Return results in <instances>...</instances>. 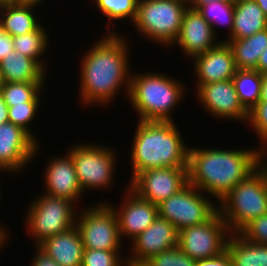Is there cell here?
Here are the masks:
<instances>
[{"label":"cell","instance_id":"15","mask_svg":"<svg viewBox=\"0 0 267 266\" xmlns=\"http://www.w3.org/2000/svg\"><path fill=\"white\" fill-rule=\"evenodd\" d=\"M197 97L214 118L248 121V111L240 103L232 79L201 85Z\"/></svg>","mask_w":267,"mask_h":266},{"label":"cell","instance_id":"25","mask_svg":"<svg viewBox=\"0 0 267 266\" xmlns=\"http://www.w3.org/2000/svg\"><path fill=\"white\" fill-rule=\"evenodd\" d=\"M225 250L232 266H267V245L250 242L240 233L229 235Z\"/></svg>","mask_w":267,"mask_h":266},{"label":"cell","instance_id":"13","mask_svg":"<svg viewBox=\"0 0 267 266\" xmlns=\"http://www.w3.org/2000/svg\"><path fill=\"white\" fill-rule=\"evenodd\" d=\"M38 143L21 127L9 121L0 124V170L4 173L22 171L38 154Z\"/></svg>","mask_w":267,"mask_h":266},{"label":"cell","instance_id":"26","mask_svg":"<svg viewBox=\"0 0 267 266\" xmlns=\"http://www.w3.org/2000/svg\"><path fill=\"white\" fill-rule=\"evenodd\" d=\"M232 81L240 103L251 110L260 98L262 75L256 70H237Z\"/></svg>","mask_w":267,"mask_h":266},{"label":"cell","instance_id":"6","mask_svg":"<svg viewBox=\"0 0 267 266\" xmlns=\"http://www.w3.org/2000/svg\"><path fill=\"white\" fill-rule=\"evenodd\" d=\"M187 8V0H139L133 24L145 38L172 47Z\"/></svg>","mask_w":267,"mask_h":266},{"label":"cell","instance_id":"5","mask_svg":"<svg viewBox=\"0 0 267 266\" xmlns=\"http://www.w3.org/2000/svg\"><path fill=\"white\" fill-rule=\"evenodd\" d=\"M220 203V204H219ZM218 203V212L232 233L267 213V159Z\"/></svg>","mask_w":267,"mask_h":266},{"label":"cell","instance_id":"21","mask_svg":"<svg viewBox=\"0 0 267 266\" xmlns=\"http://www.w3.org/2000/svg\"><path fill=\"white\" fill-rule=\"evenodd\" d=\"M39 5L30 1L1 4V30L12 37L35 31L41 25L34 15Z\"/></svg>","mask_w":267,"mask_h":266},{"label":"cell","instance_id":"39","mask_svg":"<svg viewBox=\"0 0 267 266\" xmlns=\"http://www.w3.org/2000/svg\"><path fill=\"white\" fill-rule=\"evenodd\" d=\"M256 71L261 75H267V48L260 55Z\"/></svg>","mask_w":267,"mask_h":266},{"label":"cell","instance_id":"43","mask_svg":"<svg viewBox=\"0 0 267 266\" xmlns=\"http://www.w3.org/2000/svg\"><path fill=\"white\" fill-rule=\"evenodd\" d=\"M7 234H9L7 231V227L5 229V227L3 228V226L0 225V250H2V247L6 245L5 243L7 242V239L9 238Z\"/></svg>","mask_w":267,"mask_h":266},{"label":"cell","instance_id":"40","mask_svg":"<svg viewBox=\"0 0 267 266\" xmlns=\"http://www.w3.org/2000/svg\"><path fill=\"white\" fill-rule=\"evenodd\" d=\"M8 106L4 102L2 95L0 93V124L8 122Z\"/></svg>","mask_w":267,"mask_h":266},{"label":"cell","instance_id":"16","mask_svg":"<svg viewBox=\"0 0 267 266\" xmlns=\"http://www.w3.org/2000/svg\"><path fill=\"white\" fill-rule=\"evenodd\" d=\"M126 197L117 210L113 204L108 203L115 211L118 220L120 239L123 237L133 240L144 232L158 217V207L142 199L129 187Z\"/></svg>","mask_w":267,"mask_h":266},{"label":"cell","instance_id":"34","mask_svg":"<svg viewBox=\"0 0 267 266\" xmlns=\"http://www.w3.org/2000/svg\"><path fill=\"white\" fill-rule=\"evenodd\" d=\"M248 122L255 133L262 141L258 146L267 156V103L257 102V104L248 111ZM263 144V145H262Z\"/></svg>","mask_w":267,"mask_h":266},{"label":"cell","instance_id":"4","mask_svg":"<svg viewBox=\"0 0 267 266\" xmlns=\"http://www.w3.org/2000/svg\"><path fill=\"white\" fill-rule=\"evenodd\" d=\"M184 89L182 82L163 73H132L128 98L140 121L170 122Z\"/></svg>","mask_w":267,"mask_h":266},{"label":"cell","instance_id":"2","mask_svg":"<svg viewBox=\"0 0 267 266\" xmlns=\"http://www.w3.org/2000/svg\"><path fill=\"white\" fill-rule=\"evenodd\" d=\"M266 159L258 146L249 150L190 147L188 183L219 202Z\"/></svg>","mask_w":267,"mask_h":266},{"label":"cell","instance_id":"35","mask_svg":"<svg viewBox=\"0 0 267 266\" xmlns=\"http://www.w3.org/2000/svg\"><path fill=\"white\" fill-rule=\"evenodd\" d=\"M239 233L250 242L267 245V213L253 219Z\"/></svg>","mask_w":267,"mask_h":266},{"label":"cell","instance_id":"11","mask_svg":"<svg viewBox=\"0 0 267 266\" xmlns=\"http://www.w3.org/2000/svg\"><path fill=\"white\" fill-rule=\"evenodd\" d=\"M231 232L217 211L207 222L178 231V247L194 260L214 258L225 251Z\"/></svg>","mask_w":267,"mask_h":266},{"label":"cell","instance_id":"18","mask_svg":"<svg viewBox=\"0 0 267 266\" xmlns=\"http://www.w3.org/2000/svg\"><path fill=\"white\" fill-rule=\"evenodd\" d=\"M216 33L210 24L197 11L188 7L183 15L180 33L175 44L180 46L186 56L194 57L218 45Z\"/></svg>","mask_w":267,"mask_h":266},{"label":"cell","instance_id":"12","mask_svg":"<svg viewBox=\"0 0 267 266\" xmlns=\"http://www.w3.org/2000/svg\"><path fill=\"white\" fill-rule=\"evenodd\" d=\"M132 180V181H131ZM129 188L154 205L178 193L188 184L187 167L149 169L131 178Z\"/></svg>","mask_w":267,"mask_h":266},{"label":"cell","instance_id":"36","mask_svg":"<svg viewBox=\"0 0 267 266\" xmlns=\"http://www.w3.org/2000/svg\"><path fill=\"white\" fill-rule=\"evenodd\" d=\"M195 266H232V261L225 250L214 258L196 260Z\"/></svg>","mask_w":267,"mask_h":266},{"label":"cell","instance_id":"19","mask_svg":"<svg viewBox=\"0 0 267 266\" xmlns=\"http://www.w3.org/2000/svg\"><path fill=\"white\" fill-rule=\"evenodd\" d=\"M52 158L46 165V174H44L46 192H43L75 203L80 201L84 192L79 184L71 155L67 152L64 156Z\"/></svg>","mask_w":267,"mask_h":266},{"label":"cell","instance_id":"3","mask_svg":"<svg viewBox=\"0 0 267 266\" xmlns=\"http://www.w3.org/2000/svg\"><path fill=\"white\" fill-rule=\"evenodd\" d=\"M136 127L131 146L132 178L149 169L188 167L189 147L173 121L138 120Z\"/></svg>","mask_w":267,"mask_h":266},{"label":"cell","instance_id":"14","mask_svg":"<svg viewBox=\"0 0 267 266\" xmlns=\"http://www.w3.org/2000/svg\"><path fill=\"white\" fill-rule=\"evenodd\" d=\"M132 256L126 257L128 266H142L162 251L178 246V230L168 220L158 216L144 232L131 242ZM128 258V259H127Z\"/></svg>","mask_w":267,"mask_h":266},{"label":"cell","instance_id":"23","mask_svg":"<svg viewBox=\"0 0 267 266\" xmlns=\"http://www.w3.org/2000/svg\"><path fill=\"white\" fill-rule=\"evenodd\" d=\"M234 22L227 39H242L267 29V17L254 0L234 1Z\"/></svg>","mask_w":267,"mask_h":266},{"label":"cell","instance_id":"33","mask_svg":"<svg viewBox=\"0 0 267 266\" xmlns=\"http://www.w3.org/2000/svg\"><path fill=\"white\" fill-rule=\"evenodd\" d=\"M196 260L189 257L178 246L162 251L147 260L142 266H195Z\"/></svg>","mask_w":267,"mask_h":266},{"label":"cell","instance_id":"29","mask_svg":"<svg viewBox=\"0 0 267 266\" xmlns=\"http://www.w3.org/2000/svg\"><path fill=\"white\" fill-rule=\"evenodd\" d=\"M197 11L213 28L214 33L217 25L229 26L231 35L234 20V1H212L207 4L200 5Z\"/></svg>","mask_w":267,"mask_h":266},{"label":"cell","instance_id":"44","mask_svg":"<svg viewBox=\"0 0 267 266\" xmlns=\"http://www.w3.org/2000/svg\"><path fill=\"white\" fill-rule=\"evenodd\" d=\"M262 9L265 16L267 17V0H254Z\"/></svg>","mask_w":267,"mask_h":266},{"label":"cell","instance_id":"46","mask_svg":"<svg viewBox=\"0 0 267 266\" xmlns=\"http://www.w3.org/2000/svg\"><path fill=\"white\" fill-rule=\"evenodd\" d=\"M27 1H30V2H37V3H43L44 0H27Z\"/></svg>","mask_w":267,"mask_h":266},{"label":"cell","instance_id":"37","mask_svg":"<svg viewBox=\"0 0 267 266\" xmlns=\"http://www.w3.org/2000/svg\"><path fill=\"white\" fill-rule=\"evenodd\" d=\"M35 250L37 251H35L36 255L32 259L33 264L31 266H60L38 246H36Z\"/></svg>","mask_w":267,"mask_h":266},{"label":"cell","instance_id":"22","mask_svg":"<svg viewBox=\"0 0 267 266\" xmlns=\"http://www.w3.org/2000/svg\"><path fill=\"white\" fill-rule=\"evenodd\" d=\"M46 71L35 60L13 50L0 61L1 82H44Z\"/></svg>","mask_w":267,"mask_h":266},{"label":"cell","instance_id":"20","mask_svg":"<svg viewBox=\"0 0 267 266\" xmlns=\"http://www.w3.org/2000/svg\"><path fill=\"white\" fill-rule=\"evenodd\" d=\"M38 247L60 266H81L82 264L85 248L76 226L47 238Z\"/></svg>","mask_w":267,"mask_h":266},{"label":"cell","instance_id":"41","mask_svg":"<svg viewBox=\"0 0 267 266\" xmlns=\"http://www.w3.org/2000/svg\"><path fill=\"white\" fill-rule=\"evenodd\" d=\"M258 102L267 103V75H262L260 98Z\"/></svg>","mask_w":267,"mask_h":266},{"label":"cell","instance_id":"24","mask_svg":"<svg viewBox=\"0 0 267 266\" xmlns=\"http://www.w3.org/2000/svg\"><path fill=\"white\" fill-rule=\"evenodd\" d=\"M233 52L237 70H256L262 52L267 48V29L242 39H222Z\"/></svg>","mask_w":267,"mask_h":266},{"label":"cell","instance_id":"47","mask_svg":"<svg viewBox=\"0 0 267 266\" xmlns=\"http://www.w3.org/2000/svg\"><path fill=\"white\" fill-rule=\"evenodd\" d=\"M0 30H1V4H0Z\"/></svg>","mask_w":267,"mask_h":266},{"label":"cell","instance_id":"42","mask_svg":"<svg viewBox=\"0 0 267 266\" xmlns=\"http://www.w3.org/2000/svg\"><path fill=\"white\" fill-rule=\"evenodd\" d=\"M188 7L197 9L200 5L210 3L212 1H235V0H187Z\"/></svg>","mask_w":267,"mask_h":266},{"label":"cell","instance_id":"31","mask_svg":"<svg viewBox=\"0 0 267 266\" xmlns=\"http://www.w3.org/2000/svg\"><path fill=\"white\" fill-rule=\"evenodd\" d=\"M40 102H24L23 104L8 107L9 122L27 131L35 140L30 123L33 122L40 108ZM29 126V127H28Z\"/></svg>","mask_w":267,"mask_h":266},{"label":"cell","instance_id":"27","mask_svg":"<svg viewBox=\"0 0 267 266\" xmlns=\"http://www.w3.org/2000/svg\"><path fill=\"white\" fill-rule=\"evenodd\" d=\"M46 30L41 24L35 31L12 37L14 50L35 60L45 70H47V67L41 55L45 54L49 45V37Z\"/></svg>","mask_w":267,"mask_h":266},{"label":"cell","instance_id":"30","mask_svg":"<svg viewBox=\"0 0 267 266\" xmlns=\"http://www.w3.org/2000/svg\"><path fill=\"white\" fill-rule=\"evenodd\" d=\"M139 0H94L96 7L108 21L129 18L135 21Z\"/></svg>","mask_w":267,"mask_h":266},{"label":"cell","instance_id":"32","mask_svg":"<svg viewBox=\"0 0 267 266\" xmlns=\"http://www.w3.org/2000/svg\"><path fill=\"white\" fill-rule=\"evenodd\" d=\"M121 250H96L85 248L81 266H128ZM120 254V255H119ZM122 260V261H121Z\"/></svg>","mask_w":267,"mask_h":266},{"label":"cell","instance_id":"17","mask_svg":"<svg viewBox=\"0 0 267 266\" xmlns=\"http://www.w3.org/2000/svg\"><path fill=\"white\" fill-rule=\"evenodd\" d=\"M191 60L195 63L194 72L198 80L196 89L204 84L230 80L237 71L233 52L224 41Z\"/></svg>","mask_w":267,"mask_h":266},{"label":"cell","instance_id":"38","mask_svg":"<svg viewBox=\"0 0 267 266\" xmlns=\"http://www.w3.org/2000/svg\"><path fill=\"white\" fill-rule=\"evenodd\" d=\"M13 50L12 36L0 30V61Z\"/></svg>","mask_w":267,"mask_h":266},{"label":"cell","instance_id":"10","mask_svg":"<svg viewBox=\"0 0 267 266\" xmlns=\"http://www.w3.org/2000/svg\"><path fill=\"white\" fill-rule=\"evenodd\" d=\"M77 214L78 229L84 248L96 250H121L123 245L118 227L117 215L107 203H98Z\"/></svg>","mask_w":267,"mask_h":266},{"label":"cell","instance_id":"7","mask_svg":"<svg viewBox=\"0 0 267 266\" xmlns=\"http://www.w3.org/2000/svg\"><path fill=\"white\" fill-rule=\"evenodd\" d=\"M74 204L73 201L46 193L30 201L25 222L26 230L31 233L29 236L34 237L35 246L75 226L78 213Z\"/></svg>","mask_w":267,"mask_h":266},{"label":"cell","instance_id":"1","mask_svg":"<svg viewBox=\"0 0 267 266\" xmlns=\"http://www.w3.org/2000/svg\"><path fill=\"white\" fill-rule=\"evenodd\" d=\"M110 32L109 29L104 38L95 41L81 61L79 97L85 106H107L124 88L128 97L132 73L127 47L130 45L123 36Z\"/></svg>","mask_w":267,"mask_h":266},{"label":"cell","instance_id":"9","mask_svg":"<svg viewBox=\"0 0 267 266\" xmlns=\"http://www.w3.org/2000/svg\"><path fill=\"white\" fill-rule=\"evenodd\" d=\"M202 193L188 183L178 193L157 205L158 216L168 220L178 231L207 222L218 211V206Z\"/></svg>","mask_w":267,"mask_h":266},{"label":"cell","instance_id":"28","mask_svg":"<svg viewBox=\"0 0 267 266\" xmlns=\"http://www.w3.org/2000/svg\"><path fill=\"white\" fill-rule=\"evenodd\" d=\"M44 82H2L0 93L8 107L24 102H40Z\"/></svg>","mask_w":267,"mask_h":266},{"label":"cell","instance_id":"8","mask_svg":"<svg viewBox=\"0 0 267 266\" xmlns=\"http://www.w3.org/2000/svg\"><path fill=\"white\" fill-rule=\"evenodd\" d=\"M75 172L83 192L89 189H106L114 182L116 163L115 149L94 143L78 144L70 147ZM113 149V150H112Z\"/></svg>","mask_w":267,"mask_h":266},{"label":"cell","instance_id":"45","mask_svg":"<svg viewBox=\"0 0 267 266\" xmlns=\"http://www.w3.org/2000/svg\"><path fill=\"white\" fill-rule=\"evenodd\" d=\"M27 2V0H0V4Z\"/></svg>","mask_w":267,"mask_h":266}]
</instances>
